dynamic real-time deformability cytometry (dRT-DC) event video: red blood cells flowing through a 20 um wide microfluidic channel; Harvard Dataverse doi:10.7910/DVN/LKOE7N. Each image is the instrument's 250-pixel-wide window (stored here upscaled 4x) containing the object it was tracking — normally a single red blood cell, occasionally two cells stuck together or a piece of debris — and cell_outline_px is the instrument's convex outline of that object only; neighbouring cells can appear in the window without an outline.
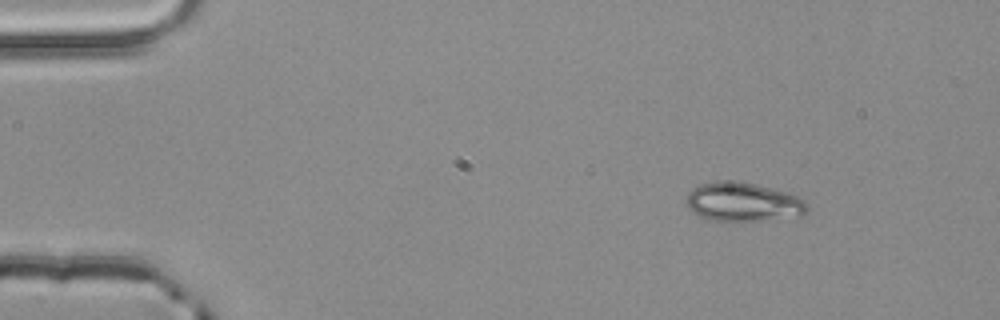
{"species": "common noctule bat (a hibernating species)", "species_latin": "Nyctalus noctula", "temperature_condition": "room temperature", "stored_images_in_passage": 3, "camera_frame_rate_fps": 3000, "um_per_image_px": 0.085, "animal": {"sex": "male", "body_mass_g": 20.4}, "frame": {"image": 1, "passage_image": 1, "time_ms": 0.0, "image_size_px": [1000, 320], "cell_outline_px": [[808, 212], [804, 216], [760, 220], [712, 220], [700, 216], [692, 212], [684, 204], [684, 200], [688, 192], [692, 188], [700, 184], [720, 180], [728, 180], [756, 184], [788, 192], [804, 200], [808, 204]], "centroid_in_image_um": [63.15, 17.16], "position_along_channel_um": 21.9, "area_um2": 27.69}}